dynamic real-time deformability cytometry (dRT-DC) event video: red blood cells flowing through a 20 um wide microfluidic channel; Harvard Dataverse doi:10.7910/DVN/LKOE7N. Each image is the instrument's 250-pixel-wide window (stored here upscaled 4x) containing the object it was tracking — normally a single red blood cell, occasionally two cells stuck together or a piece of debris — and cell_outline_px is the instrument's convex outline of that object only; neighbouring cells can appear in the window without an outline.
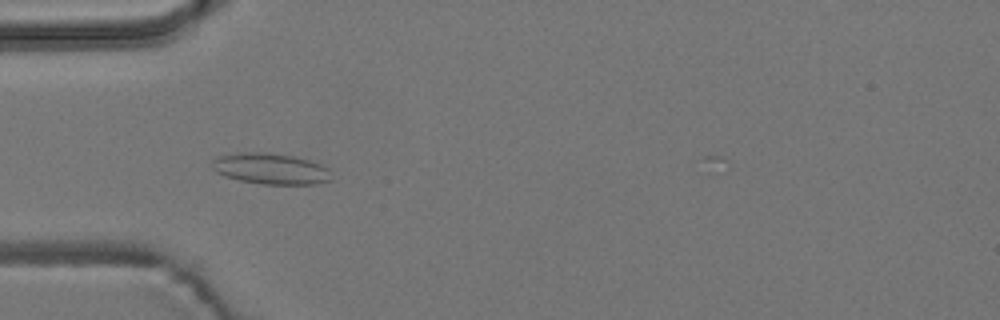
{"species": "common noctule bat (a hibernating species)", "species_latin": "Nyctalus noctula", "temperature_condition": "room temperature", "stored_images_in_passage": 53, "camera_frame_rate_fps": 3000, "um_per_image_px": 0.085, "animal": {"sex": "male", "body_mass_g": 19.2, "forearm_length_mm": 51.8}, "frame": {"image": 1, "passage_image": 17, "time_ms": 5.333, "image_size_px": [1000, 320], "cell_outline_px": [[332, 180], [316, 184], [264, 184], [240, 180], [224, 176], [216, 172], [212, 168], [212, 160], [220, 156], [236, 152], [272, 152], [292, 156], [308, 160], [320, 164], [328, 168]], "centroid_in_image_um": [23.0, 14.33], "position_along_channel_um": 62.0, "area_um2": 21.62}}
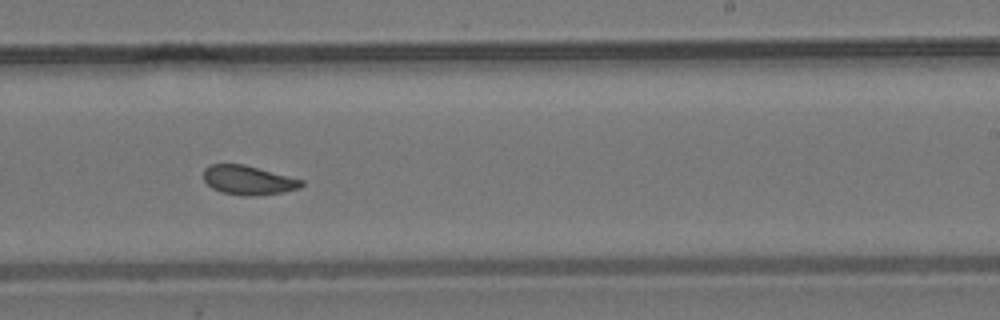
{"frame": {"image": 2, "passage_image": 34, "time_ms": 11.0, "image_size_px": [1000, 320], "cell_outline_px": [[304, 184], [300, 188], [284, 192], [252, 196], [244, 196], [220, 192], [212, 188], [204, 180], [204, 168], [212, 164], [244, 164], [304, 180]], "centroid_in_image_um": [21.11, 15.32], "position_along_channel_um": 267.9, "area_um2": 16.7}}
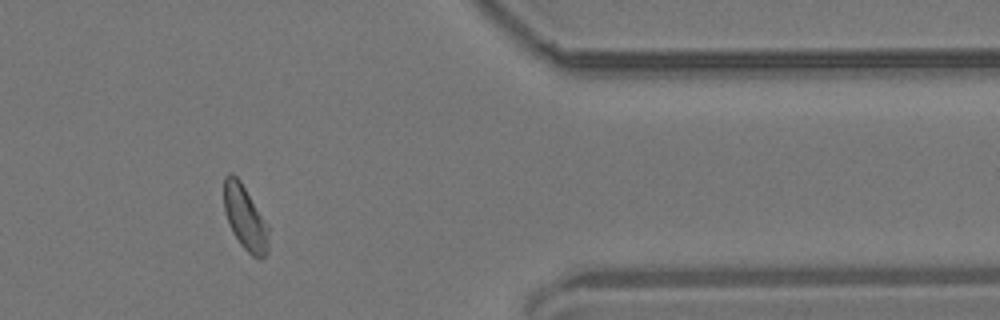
{"frame": {"image": 3, "passage_image": 46, "time_ms": 15.0, "image_size_px": [1000, 320], "cell_outline_px": [[268, 252], [260, 260], [252, 256], [240, 244], [232, 232], [224, 212], [224, 176], [228, 172], [232, 172], [240, 180], [268, 224]], "centroid_in_image_um": [20.82, 18.5], "position_along_channel_um": 390.6, "area_um2": 16.94}, "authors_computed_cell_mechanics": {"area_um2": 17.1088, "velocity_mm_per_s": 3.6664, "shape_relaxation_time_tau1_ms": null, "shape_relaxation_time_tau2_ms": 1.4372, "deformation_change_tau1": null, "deformation_change_tau2": 0.0757}}